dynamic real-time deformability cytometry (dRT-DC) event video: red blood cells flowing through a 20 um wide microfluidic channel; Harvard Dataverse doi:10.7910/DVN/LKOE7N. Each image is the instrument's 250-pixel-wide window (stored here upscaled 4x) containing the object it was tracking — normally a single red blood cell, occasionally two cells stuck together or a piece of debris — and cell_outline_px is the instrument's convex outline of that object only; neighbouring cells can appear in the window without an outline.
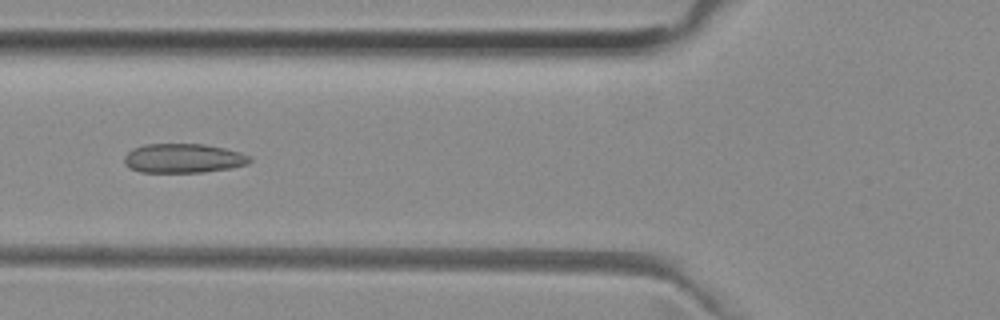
{"species": "common noctule bat (a hibernating species)", "species_latin": "Nyctalus noctula", "temperature_condition": "room temperature", "stored_images_in_passage": 6, "camera_frame_rate_fps": 3000, "um_per_image_px": 0.085, "animal": {"sex": "female", "body_mass_g": 29.2, "forearm_length_mm": 56.3}, "frame": {"image": 1, "passage_image": 5, "time_ms": 1.333, "image_size_px": [1000, 320], "cell_outline_px": [[252, 160], [248, 164], [232, 168], [204, 172], [140, 172], [128, 168], [124, 164], [124, 156], [132, 148], [144, 144], [204, 144], [224, 148], [240, 152], [252, 156]], "centroid_in_image_um": [15.58, 13.45], "position_along_channel_um": 110.2, "area_um2": 21.68}}
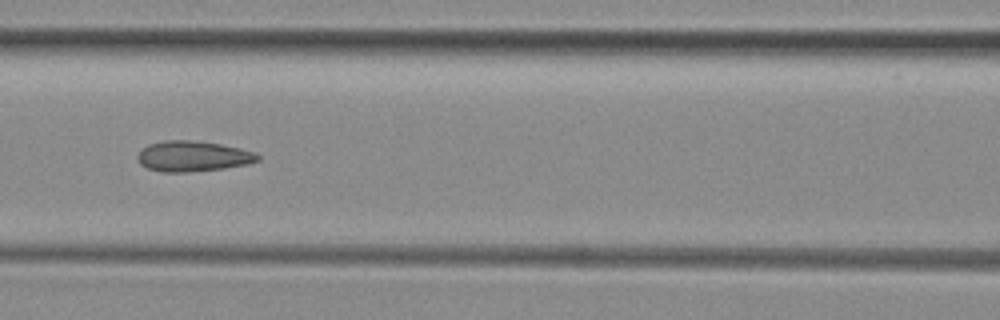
{"frame": {"image": 2, "passage_image": 6, "time_ms": 1.667, "image_size_px": [1000, 320], "cell_outline_px": [[260, 160], [248, 164], [224, 168], [188, 172], [164, 172], [148, 168], [140, 164], [136, 156], [148, 144], [164, 140], [188, 140], [220, 144], [240, 148], [256, 152], [260, 156]], "centroid_in_image_um": [16.42, 13.28], "position_along_channel_um": 150.2, "area_um2": 21.33}}